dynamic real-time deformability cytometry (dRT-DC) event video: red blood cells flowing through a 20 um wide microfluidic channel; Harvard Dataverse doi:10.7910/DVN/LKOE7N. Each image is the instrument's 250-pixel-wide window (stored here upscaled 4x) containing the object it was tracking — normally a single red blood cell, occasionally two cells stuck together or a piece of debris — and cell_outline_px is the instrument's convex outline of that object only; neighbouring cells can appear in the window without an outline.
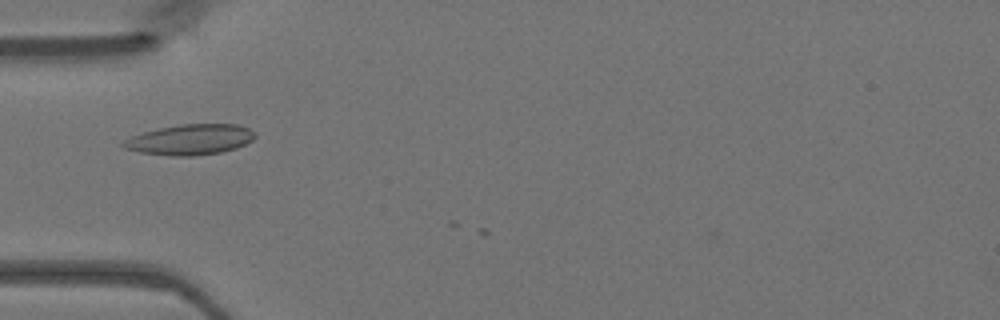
{"species": "Egyptian fruit bat (a non-hibernating species)", "species_latin": "Rousettus aegyptiacus", "temperature_condition": "warm", "stored_images_in_passage": 4, "camera_frame_rate_fps": 3000, "um_per_image_px": 0.085, "animal": {"sex": "female"}, "frame": {"image": 1, "passage_image": 2, "time_ms": 0.333, "image_size_px": [1000, 320], "cell_outline_px": [[256, 136], [252, 140], [236, 148], [220, 152], [192, 156], [172, 156], [140, 152], [124, 148], [120, 144], [124, 140], [132, 136], [144, 132], [160, 128], [180, 124], [236, 124], [248, 128], [256, 132]], "centroid_in_image_um": [16.17, 11.86], "position_along_channel_um": 68.8, "area_um2": 23.29}}